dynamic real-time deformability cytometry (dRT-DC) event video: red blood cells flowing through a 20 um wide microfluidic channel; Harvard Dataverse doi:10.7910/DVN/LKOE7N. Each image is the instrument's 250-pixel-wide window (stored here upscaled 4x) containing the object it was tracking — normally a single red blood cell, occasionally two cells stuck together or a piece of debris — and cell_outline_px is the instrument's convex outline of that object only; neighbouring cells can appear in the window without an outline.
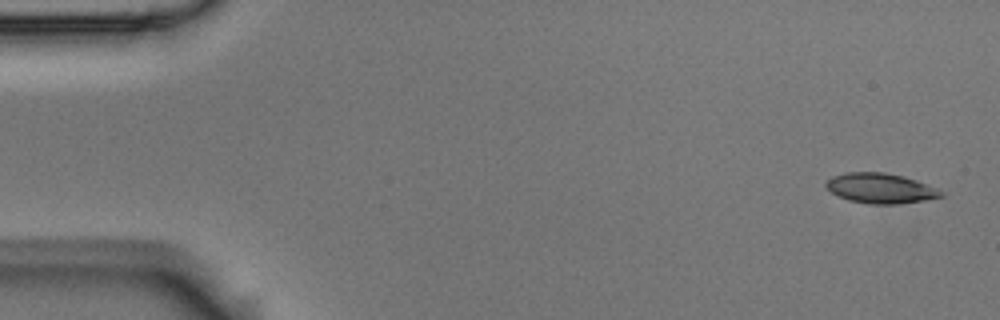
{"species": "Egyptian fruit bat (a non-hibernating species)", "species_latin": "Rousettus aegyptiacus", "temperature_condition": "room temperature", "stored_images_in_passage": 4, "camera_frame_rate_fps": 3000, "um_per_image_px": 0.085, "animal": {"sex": "male"}, "frame": {"image": 1, "passage_image": 1, "time_ms": 0.0, "image_size_px": [1000, 320], "cell_outline_px": [[944, 196], [924, 200], [896, 204], [868, 204], [848, 200], [832, 192], [824, 184], [832, 176], [844, 172], [884, 172], [904, 176], [916, 180], [936, 188], [944, 192]], "centroid_in_image_um": [74.84, 16.0], "position_along_channel_um": 10.2, "area_um2": 20.11}}
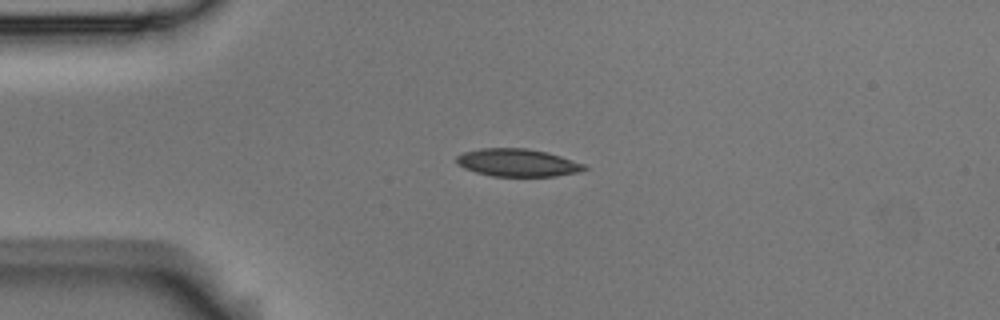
{"frame": {"image": 2, "passage_image": 4, "time_ms": 1.0, "image_size_px": [1000, 320], "cell_outline_px": [[588, 168], [580, 172], [556, 176], [492, 176], [476, 172], [464, 168], [456, 164], [456, 156], [464, 152], [480, 148], [524, 148], [548, 152], [584, 164]], "centroid_in_image_um": [43.98, 13.83], "position_along_channel_um": 41.0, "area_um2": 20.63}}